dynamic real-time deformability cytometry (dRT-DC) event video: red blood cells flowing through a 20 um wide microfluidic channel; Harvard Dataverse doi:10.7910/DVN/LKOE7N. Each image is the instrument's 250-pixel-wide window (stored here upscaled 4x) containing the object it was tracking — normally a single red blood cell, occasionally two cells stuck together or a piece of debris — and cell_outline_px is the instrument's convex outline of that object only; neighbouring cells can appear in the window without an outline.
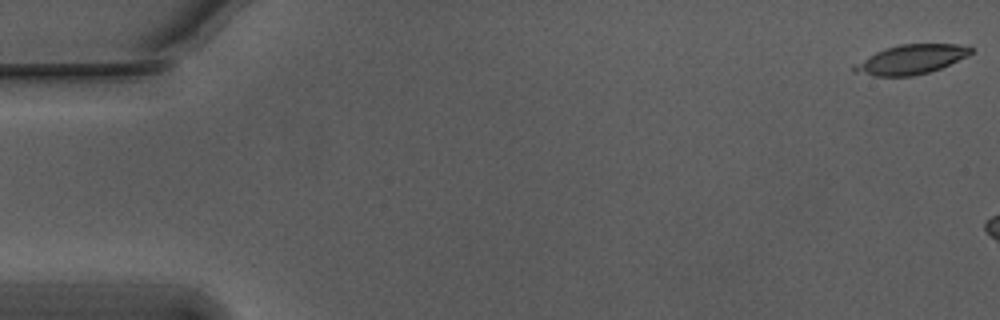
{"species": "Egyptian fruit bat (a non-hibernating species)", "species_latin": "Rousettus aegyptiacus", "temperature_condition": "warm", "stored_images_in_passage": 6, "camera_frame_rate_fps": 3000, "um_per_image_px": 0.085, "animal": {"sex": "male"}, "frame": {"image": 1, "passage_image": 1, "time_ms": 0.0, "image_size_px": [1000, 320], "cell_outline_px": [[976, 52], [968, 56], [940, 68], [928, 72], [912, 76], [876, 76], [852, 72], [852, 68], [868, 56], [884, 48], [900, 44], [956, 44], [976, 48]], "centroid_in_image_um": [77.49, 5.04], "position_along_channel_um": 7.5, "area_um2": 19.94}}